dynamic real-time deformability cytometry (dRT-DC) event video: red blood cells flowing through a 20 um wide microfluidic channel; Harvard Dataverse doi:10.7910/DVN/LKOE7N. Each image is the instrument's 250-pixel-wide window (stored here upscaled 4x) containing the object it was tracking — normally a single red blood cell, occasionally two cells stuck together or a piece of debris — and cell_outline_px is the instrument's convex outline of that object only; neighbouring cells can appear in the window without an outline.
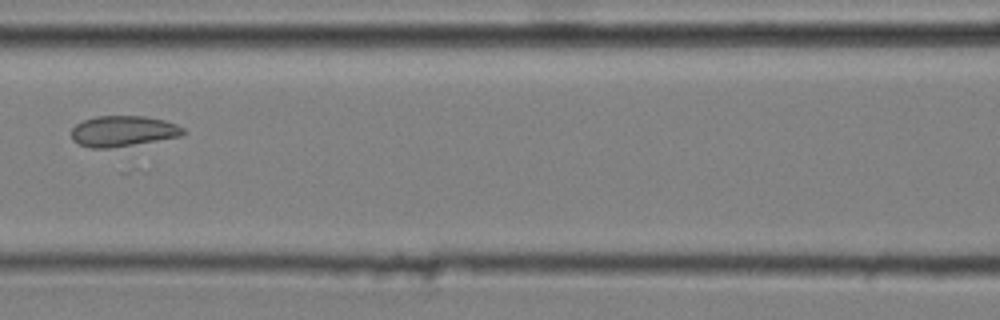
{"species": "common noctule bat (a hibernating species)", "species_latin": "Nyctalus noctula", "temperature_condition": "cold", "stored_images_in_passage": 8, "camera_frame_rate_fps": 3000, "um_per_image_px": 0.085, "animal": {"sex": "male", "body_mass_g": 20.4}, "frame": {"image": 1, "passage_image": 6, "time_ms": 1.667, "image_size_px": [1000, 320], "cell_outline_px": [[184, 132], [180, 136], [108, 148], [88, 148], [72, 140], [72, 128], [76, 124], [84, 120], [96, 116], [144, 116], [164, 120], [176, 124], [184, 128]], "centroid_in_image_um": [10.42, 11.13], "position_along_channel_um": 156.2, "area_um2": 19.71}}